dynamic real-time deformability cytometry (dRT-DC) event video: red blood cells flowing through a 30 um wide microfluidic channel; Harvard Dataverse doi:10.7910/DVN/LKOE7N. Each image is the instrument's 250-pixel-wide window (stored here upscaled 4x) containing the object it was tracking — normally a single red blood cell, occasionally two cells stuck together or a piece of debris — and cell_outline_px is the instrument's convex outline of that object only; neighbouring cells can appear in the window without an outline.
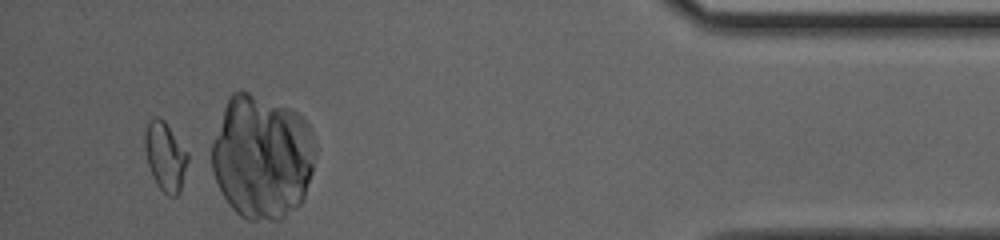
{"species": "common noctule bat (a hibernating species)", "species_latin": "Nyctalus noctula", "temperature_condition": "cold", "stored_images_in_passage": 43, "camera_frame_rate_fps": 3000, "um_per_image_px": 0.085, "animal": {"sex": "female", "body_mass_g": 20.0, "forearm_length_mm": 54.0}, "frame": {"image": 1, "passage_image": 41, "time_ms": 13.333, "image_size_px": [1000, 240], "cell_outline_px": [[188, 160], [180, 192], [176, 196], [168, 196], [156, 184], [152, 176], [148, 164], [144, 148], [144, 132], [148, 120], [156, 116], [160, 116], [164, 120], [188, 152]], "centroid_in_image_um": [14.03, 13.27], "position_along_channel_um": 421.2, "area_um2": 17.4}, "authors_computed_cell_mechanics": {"area_um2": 17.051, "velocity_mm_per_s": 4.0838, "shape_relaxation_time_tau1_ms": 9.9271, "shape_relaxation_time_tau2_ms": 1.8638, "deformation_change_tau1": 0.1905, "deformation_change_tau2": 0.0633}}